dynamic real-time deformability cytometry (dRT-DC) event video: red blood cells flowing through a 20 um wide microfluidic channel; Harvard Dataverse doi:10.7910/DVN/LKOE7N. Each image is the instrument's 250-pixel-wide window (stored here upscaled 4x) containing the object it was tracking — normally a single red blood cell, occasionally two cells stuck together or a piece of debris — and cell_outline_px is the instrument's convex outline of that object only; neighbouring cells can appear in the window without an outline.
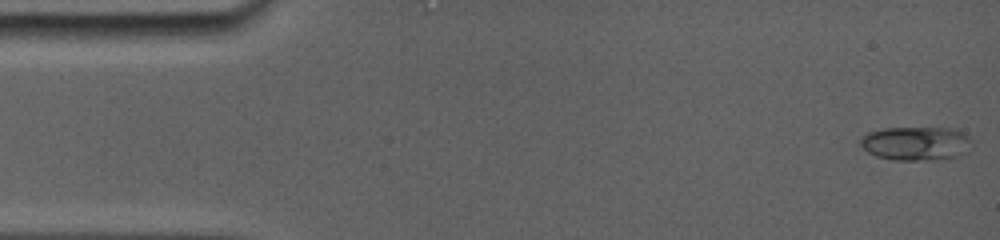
{"species": "common noctule bat (a hibernating species)", "species_latin": "Nyctalus noctula", "temperature_condition": "room temperature", "stored_images_in_passage": 45, "camera_frame_rate_fps": 5000, "um_per_image_px": 0.085, "animal": {"sex": "female", "body_mass_g": 19.0, "forearm_length_mm": 56.7}, "frame": {"image": 1, "passage_image": 1, "time_ms": 0.0, "image_size_px": [1000, 240], "cell_outline_px": [[964, 136], [936, 156], [880, 156], [872, 152], [864, 144], [864, 136], [872, 132], [888, 128], [936, 128], [960, 132]], "centroid_in_image_um": [77.42, 12.03], "position_along_channel_um": 7.6, "area_um2": 16.53}}
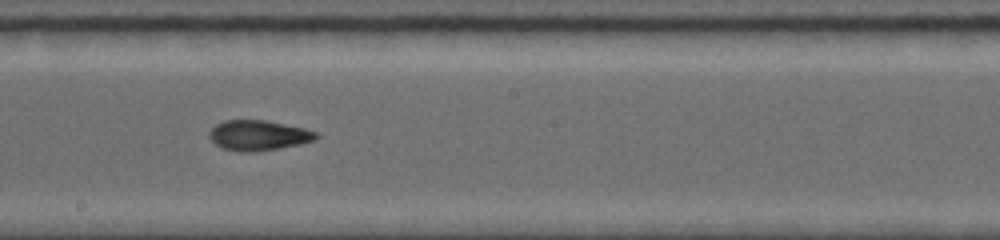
{"frame": {"image": 2, "passage_image": 25, "time_ms": 8.8, "image_size_px": [1000, 240], "cell_outline_px": [[320, 136], [312, 140], [296, 144], [256, 152], [240, 152], [220, 148], [208, 136], [208, 132], [216, 124], [224, 120], [264, 120], [304, 128], [316, 132]], "centroid_in_image_um": [21.9, 11.5], "position_along_channel_um": 226.3, "area_um2": 18.61}}
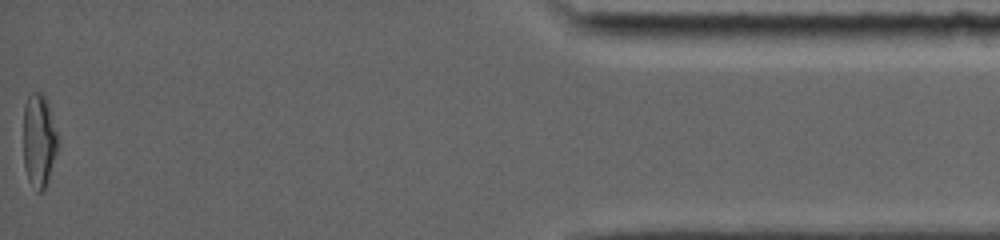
{"frame": {"image": 3, "passage_image": 45, "time_ms": 16.0, "image_size_px": [1000, 240], "cell_outline_px": [[60, 140], [48, 180], [44, 188], [40, 192], [36, 192], [28, 180], [24, 168], [24, 104], [28, 96], [32, 92], [44, 92], [60, 136]], "centroid_in_image_um": [3.34, 11.91], "position_along_channel_um": 431.9, "area_um2": 19.25}, "authors_computed_cell_mechanics": {"area_um2": 17.918, "velocity_mm_per_s": 3.8674, "shape_relaxation_time_tau1_ms": 9.4796, "shape_relaxation_time_tau2_ms": 1.05, "deformation_change_tau1": 0.2756, "deformation_change_tau2": 0.0596}}